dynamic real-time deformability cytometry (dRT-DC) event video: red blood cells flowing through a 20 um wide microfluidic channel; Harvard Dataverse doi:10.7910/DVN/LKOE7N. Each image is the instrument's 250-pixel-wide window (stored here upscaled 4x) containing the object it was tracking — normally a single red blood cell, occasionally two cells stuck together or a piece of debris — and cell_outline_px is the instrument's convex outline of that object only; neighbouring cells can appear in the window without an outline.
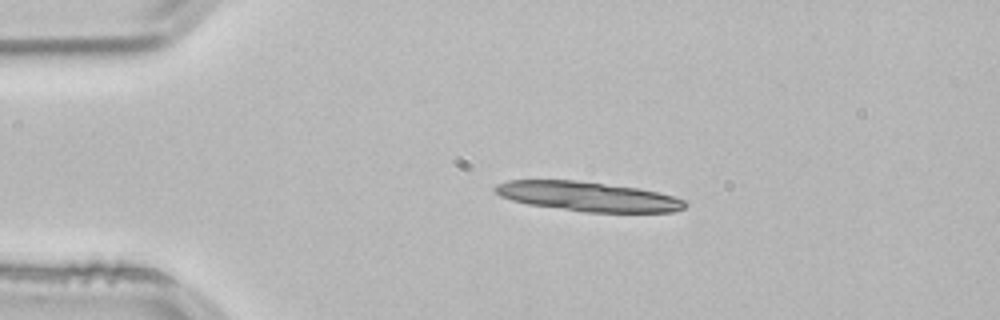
{"species": "common noctule bat (a hibernating species)", "species_latin": "Nyctalus noctula", "temperature_condition": "room temperature", "stored_images_in_passage": 10, "camera_frame_rate_fps": 3000, "um_per_image_px": 0.085, "animal": {"sex": "male", "body_mass_g": 21.5, "forearm_length_mm": 52.0}, "frame": {"image": 1, "passage_image": 1, "time_ms": 0.0, "image_size_px": [1000, 320], "cell_outline_px": [[688, 204], [684, 208], [672, 212], [584, 212], [528, 204], [512, 200], [500, 196], [492, 188], [496, 184], [508, 180], [576, 180], [636, 188], [656, 192], [672, 196], [684, 200]], "centroid_in_image_um": [49.93, 16.7], "position_along_channel_um": 35.1, "area_um2": 32.48}}